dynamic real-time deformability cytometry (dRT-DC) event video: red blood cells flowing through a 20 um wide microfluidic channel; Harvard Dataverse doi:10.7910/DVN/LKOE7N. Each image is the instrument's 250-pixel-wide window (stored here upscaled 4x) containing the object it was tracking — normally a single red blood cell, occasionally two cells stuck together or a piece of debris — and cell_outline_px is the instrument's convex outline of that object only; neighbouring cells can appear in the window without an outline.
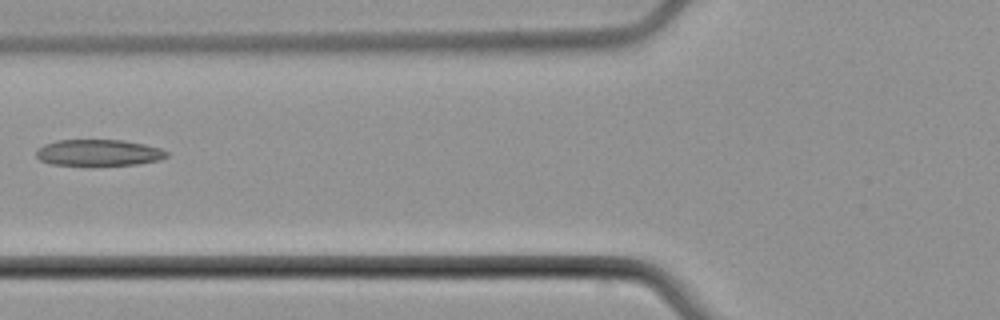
{"species": "common noctule bat (a hibernating species)", "species_latin": "Nyctalus noctula", "temperature_condition": "cold", "stored_images_in_passage": 4, "camera_frame_rate_fps": 3000, "um_per_image_px": 0.085, "animal": {"sex": "male", "body_mass_g": 21.5, "forearm_length_mm": 52.0}, "frame": {"image": 1, "passage_image": 4, "time_ms": 3.667, "image_size_px": [1000, 320], "cell_outline_px": [[168, 156], [160, 160], [136, 164], [52, 164], [40, 160], [36, 156], [36, 148], [44, 144], [56, 140], [124, 140], [144, 144], [160, 148], [168, 152]], "centroid_in_image_um": [8.38, 12.95], "position_along_channel_um": 117.4, "area_um2": 19.77}}